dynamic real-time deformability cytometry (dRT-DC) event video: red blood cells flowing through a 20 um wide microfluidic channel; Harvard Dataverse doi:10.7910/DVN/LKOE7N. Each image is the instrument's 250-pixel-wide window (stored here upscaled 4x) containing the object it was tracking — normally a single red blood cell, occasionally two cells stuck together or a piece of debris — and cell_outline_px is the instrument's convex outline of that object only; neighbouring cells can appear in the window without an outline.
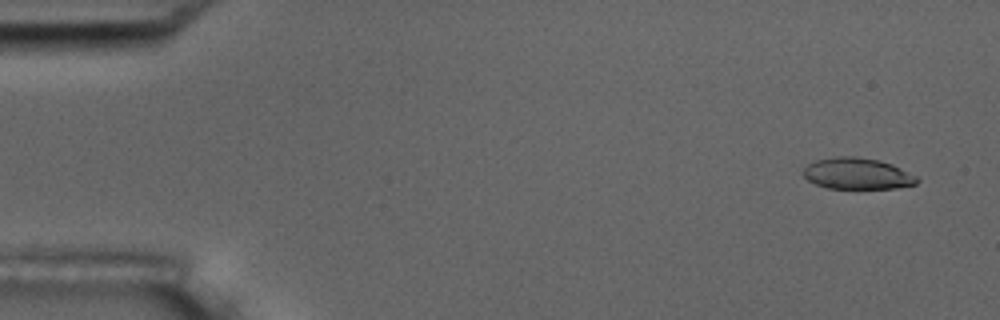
{"species": "common noctule bat (a hibernating species)", "species_latin": "Nyctalus noctula", "temperature_condition": "room temperature", "stored_images_in_passage": 6, "camera_frame_rate_fps": 3000, "um_per_image_px": 0.085, "animal": {"sex": "male", "body_mass_g": 17.5, "forearm_length_mm": 52.3}, "frame": {"image": 1, "passage_image": 1, "time_ms": 0.0, "image_size_px": [1000, 320], "cell_outline_px": [[920, 180], [916, 184], [896, 188], [828, 188], [816, 184], [808, 180], [800, 172], [808, 164], [816, 160], [836, 156], [856, 156], [876, 160], [892, 164], [916, 176]], "centroid_in_image_um": [72.84, 14.75], "position_along_channel_um": 12.2, "area_um2": 20.69}}